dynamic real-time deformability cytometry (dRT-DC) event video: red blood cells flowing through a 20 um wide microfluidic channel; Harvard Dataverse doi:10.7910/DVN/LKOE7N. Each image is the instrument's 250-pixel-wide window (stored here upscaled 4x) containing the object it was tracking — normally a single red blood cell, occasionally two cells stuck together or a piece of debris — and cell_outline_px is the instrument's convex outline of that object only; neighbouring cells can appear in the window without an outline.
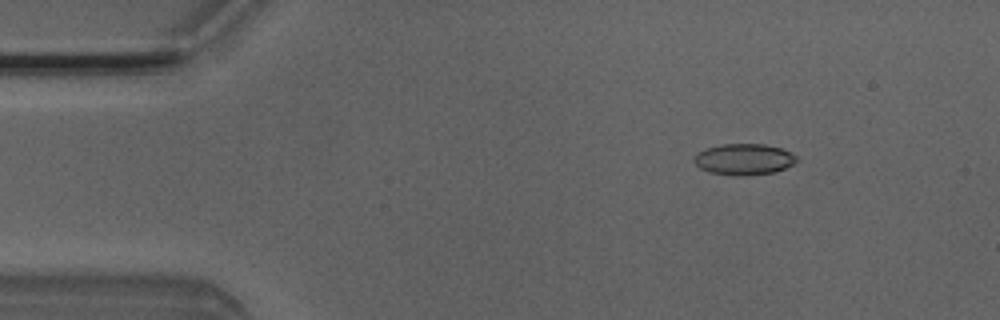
{"species": "Egyptian fruit bat (a non-hibernating species)", "species_latin": "Rousettus aegyptiacus", "temperature_condition": "room temperature", "stored_images_in_passage": 4, "camera_frame_rate_fps": 3000, "um_per_image_px": 0.085, "animal": {"sex": "male"}, "frame": {"image": 1, "passage_image": 4, "time_ms": 1.0, "image_size_px": [1000, 320], "cell_outline_px": [[796, 160], [792, 164], [784, 168], [772, 172], [744, 176], [732, 176], [708, 172], [700, 168], [692, 160], [704, 148], [724, 144], [764, 144], [780, 148], [796, 156]], "centroid_in_image_um": [63.18, 13.55], "position_along_channel_um": 21.8, "area_um2": 18.44}}